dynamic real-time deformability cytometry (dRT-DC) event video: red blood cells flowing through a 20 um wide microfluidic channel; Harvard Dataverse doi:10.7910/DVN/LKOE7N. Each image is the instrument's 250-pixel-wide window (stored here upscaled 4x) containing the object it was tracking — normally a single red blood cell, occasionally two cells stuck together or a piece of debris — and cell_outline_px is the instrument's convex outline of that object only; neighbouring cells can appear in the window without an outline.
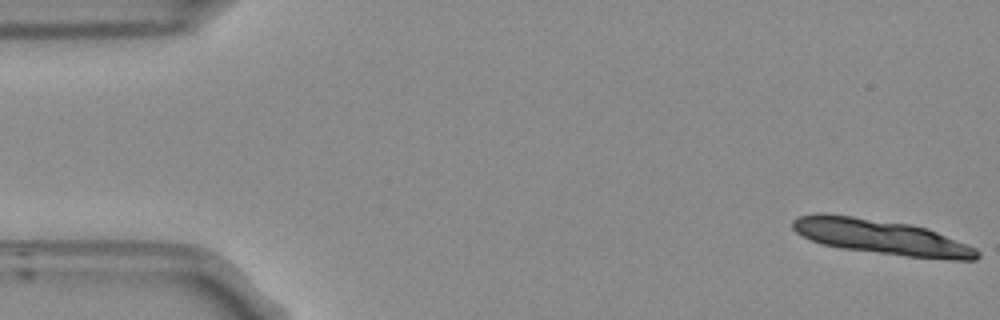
{"species": "Egyptian fruit bat (a non-hibernating species)", "species_latin": "Rousettus aegyptiacus", "temperature_condition": "room temperature", "stored_images_in_passage": 12, "camera_frame_rate_fps": 3000, "um_per_image_px": 0.085, "frame": {"image": 1, "passage_image": 1, "time_ms": 0.0, "image_size_px": [1000, 320], "cell_outline_px": [[980, 256], [976, 260], [952, 260], [908, 256], [840, 248], [824, 244], [812, 240], [796, 232], [792, 228], [792, 220], [800, 216], [816, 212], [824, 212], [912, 224], [928, 228], [968, 244], [976, 248], [980, 252]], "centroid_in_image_um": [74.94, 20.13], "position_along_channel_um": 10.1, "area_um2": 37.74}}